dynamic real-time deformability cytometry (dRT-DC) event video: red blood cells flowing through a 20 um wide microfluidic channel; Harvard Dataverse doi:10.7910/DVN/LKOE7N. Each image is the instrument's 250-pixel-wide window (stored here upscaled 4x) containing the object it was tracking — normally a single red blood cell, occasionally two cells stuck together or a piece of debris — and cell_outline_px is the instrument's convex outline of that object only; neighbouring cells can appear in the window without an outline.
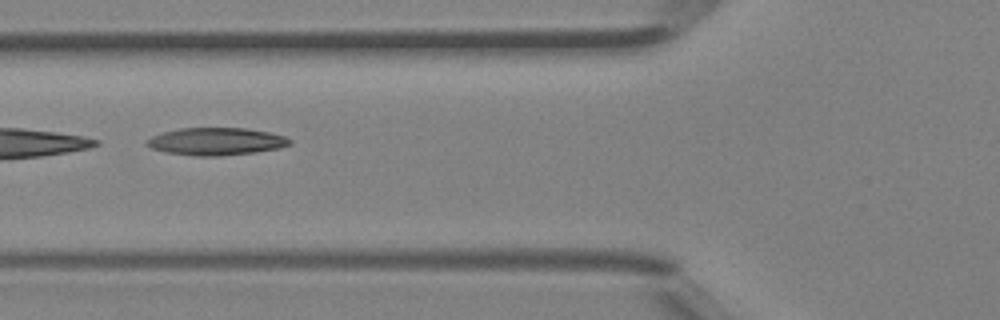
{"species": "Egyptian fruit bat (a non-hibernating species)", "species_latin": "Rousettus aegyptiacus", "temperature_condition": "room temperature", "stored_images_in_passage": 3, "camera_frame_rate_fps": 3000, "um_per_image_px": 0.085, "animal": {"sex": "female"}, "frame": {"image": 1, "passage_image": 2, "time_ms": 0.333, "image_size_px": [1000, 320], "cell_outline_px": [[292, 144], [276, 148], [256, 152], [220, 156], [196, 156], [168, 152], [152, 148], [144, 144], [144, 140], [152, 136], [164, 132], [180, 128], [248, 128], [268, 132], [284, 136], [292, 140]], "centroid_in_image_um": [18.36, 12.02], "position_along_channel_um": 107.4, "area_um2": 22.83}}
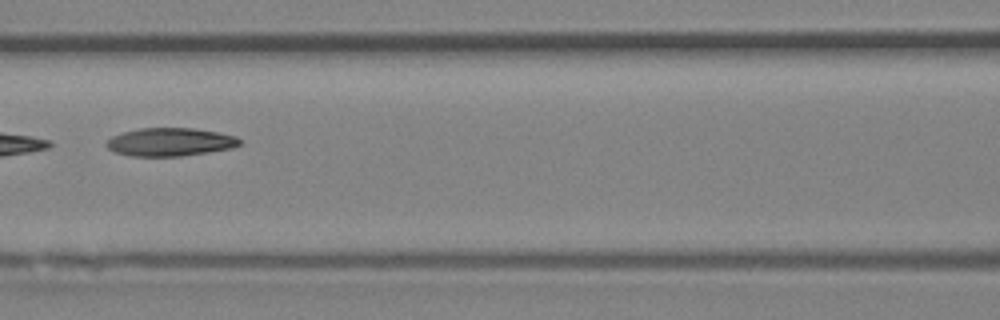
{"frame": {"image": 2, "passage_image": 3, "time_ms": 0.667, "image_size_px": [1000, 320], "cell_outline_px": [[240, 144], [232, 148], [180, 156], [128, 156], [116, 152], [108, 148], [104, 144], [112, 136], [124, 132], [140, 128], [192, 128], [216, 132], [236, 136], [240, 140]], "centroid_in_image_um": [14.43, 12.07], "position_along_channel_um": 152.2, "area_um2": 21.68}}